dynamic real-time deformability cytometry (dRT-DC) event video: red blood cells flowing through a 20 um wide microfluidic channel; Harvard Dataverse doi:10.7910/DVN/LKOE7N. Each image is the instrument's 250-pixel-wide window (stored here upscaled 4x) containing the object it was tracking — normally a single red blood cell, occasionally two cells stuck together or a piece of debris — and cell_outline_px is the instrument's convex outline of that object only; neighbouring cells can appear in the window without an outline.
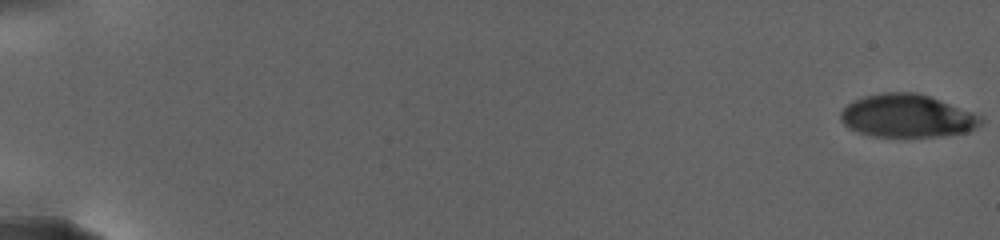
{"species": "human", "species_latin": "Homo sapiens", "temperature_condition": "warm", "stored_images_in_passage": 47, "camera_frame_rate_fps": 3000, "um_per_image_px": 0.085, "donor": {"sex": "female"}, "frame": {"image": 1, "passage_image": 1, "time_ms": 0.0, "image_size_px": [1000, 240], "cell_outline_px": [[984, 120], [976, 128], [968, 132], [944, 136], [872, 136], [848, 128], [840, 120], [840, 112], [852, 100], [864, 96], [884, 92], [916, 92], [928, 96], [984, 116]], "centroid_in_image_um": [77.12, 9.85], "position_along_channel_um": 7.9, "area_um2": 35.14}}
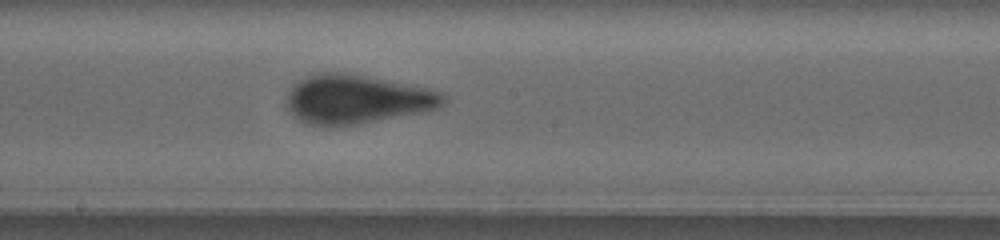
{"frame": {"image": 2, "passage_image": 21, "time_ms": 16.333, "image_size_px": [1000, 240], "cell_outline_px": [[448, 96], [444, 104], [440, 108], [420, 112], [356, 124], [328, 128], [324, 128], [308, 124], [292, 116], [288, 112], [288, 92], [296, 80], [320, 72], [336, 72], [384, 80], [428, 88], [444, 92]], "centroid_in_image_um": [30.3, 8.46], "position_along_channel_um": 217.9, "area_um2": 44.68}}
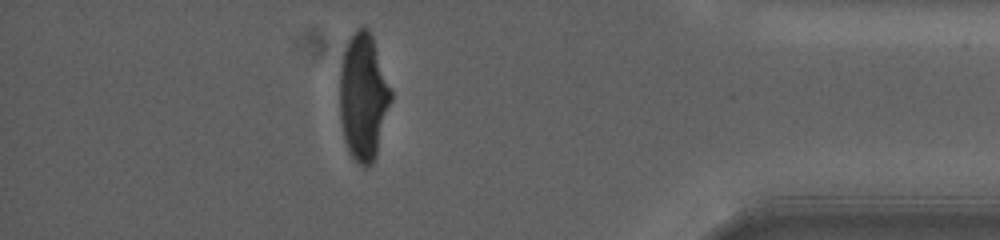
{"frame": {"image": 3, "passage_image": 40, "time_ms": 25.0, "image_size_px": [1000, 240], "cell_outline_px": [[392, 100], [376, 156], [372, 164], [368, 168], [364, 168], [348, 152], [344, 140], [340, 120], [340, 64], [348, 40], [360, 28], [368, 28], [372, 36], [392, 88]], "centroid_in_image_um": [30.9, 8.28], "position_along_channel_um": 404.3, "area_um2": 38.09}, "authors_computed_cell_mechanics": {"area_um2": 39.6508, "velocity_mm_per_s": 2.5256, "shape_relaxation_time_tau1_ms": 7.5984, "shape_relaxation_time_tau2_ms": null, "deformation_change_tau1": 0.2202, "deformation_change_tau2": null}}